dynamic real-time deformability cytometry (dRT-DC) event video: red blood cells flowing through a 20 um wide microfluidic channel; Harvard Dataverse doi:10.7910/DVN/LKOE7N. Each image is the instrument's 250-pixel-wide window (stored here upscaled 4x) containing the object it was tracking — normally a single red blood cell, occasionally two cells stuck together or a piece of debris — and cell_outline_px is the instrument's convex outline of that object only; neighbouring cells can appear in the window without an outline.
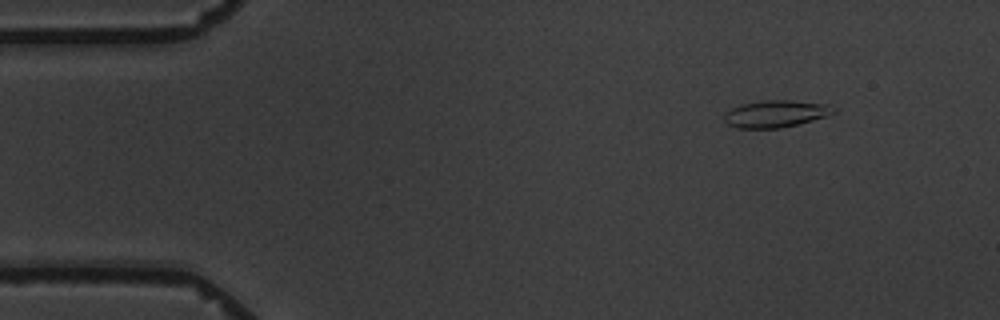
{"species": "common noctule bat (a hibernating species)", "species_latin": "Nyctalus noctula", "temperature_condition": "warm", "stored_images_in_passage": 6, "camera_frame_rate_fps": 3000, "um_per_image_px": 0.085, "animal": {"sex": "male", "body_mass_g": 19.5, "forearm_length_mm": 54.6}, "frame": {"image": 1, "passage_image": 2, "time_ms": 1.0, "image_size_px": [1000, 320], "cell_outline_px": [[836, 112], [832, 116], [780, 128], [736, 128], [728, 124], [724, 120], [724, 112], [740, 104], [764, 100], [788, 100], [828, 104], [836, 108]], "centroid_in_image_um": [65.98, 9.67], "position_along_channel_um": 19.0, "area_um2": 17.51}}
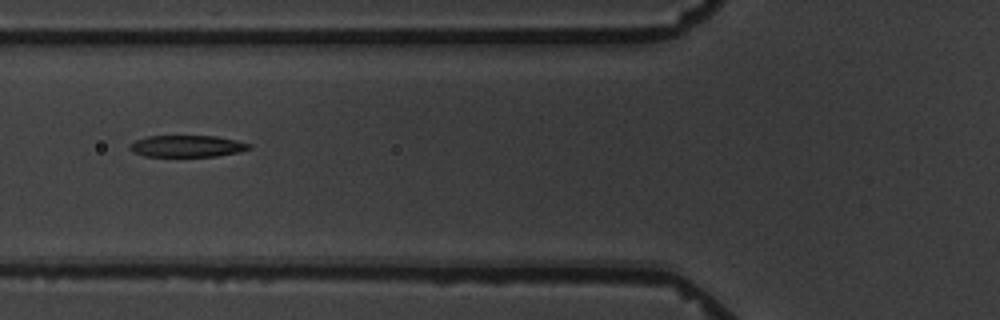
{"frame": {"image": 2, "passage_image": 6, "time_ms": 6.0, "image_size_px": [1000, 320], "cell_outline_px": [[252, 148], [240, 152], [216, 156], [144, 156], [132, 152], [128, 148], [128, 144], [136, 140], [148, 136], [216, 136], [236, 140], [252, 144]], "centroid_in_image_um": [15.9, 12.42], "position_along_channel_um": 109.9, "area_um2": 15.2}}